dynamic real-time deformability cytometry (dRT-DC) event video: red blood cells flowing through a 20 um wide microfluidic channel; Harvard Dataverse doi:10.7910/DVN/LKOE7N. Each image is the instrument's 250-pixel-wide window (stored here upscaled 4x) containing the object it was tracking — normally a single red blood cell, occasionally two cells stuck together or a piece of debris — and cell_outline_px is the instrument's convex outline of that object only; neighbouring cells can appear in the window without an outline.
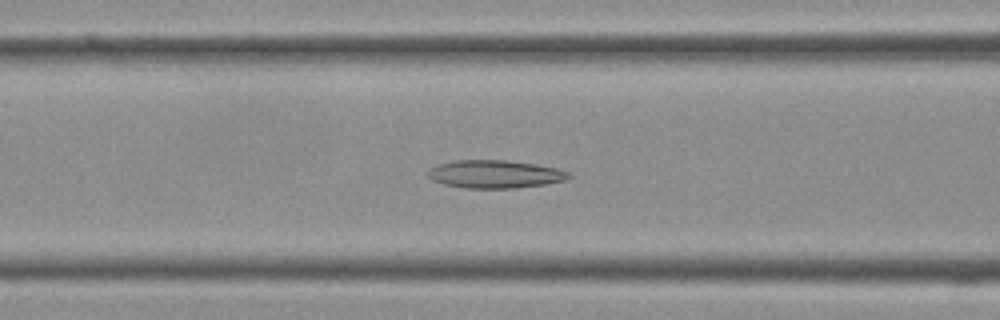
{"species": "Egyptian fruit bat (a non-hibernating species)", "species_latin": "Rousettus aegyptiacus", "temperature_condition": "cold", "stored_images_in_passage": 39, "camera_frame_rate_fps": 3000, "um_per_image_px": 0.085, "frame": {"image": 1, "passage_image": 15, "time_ms": 4.667, "image_size_px": [1000, 320], "cell_outline_px": [[572, 176], [564, 180], [544, 184], [516, 188], [468, 188], [444, 184], [432, 180], [428, 176], [428, 168], [436, 164], [456, 160], [504, 160], [536, 164], [556, 168], [568, 172]], "centroid_in_image_um": [42.03, 14.79], "position_along_channel_um": 124.6, "area_um2": 22.89}}
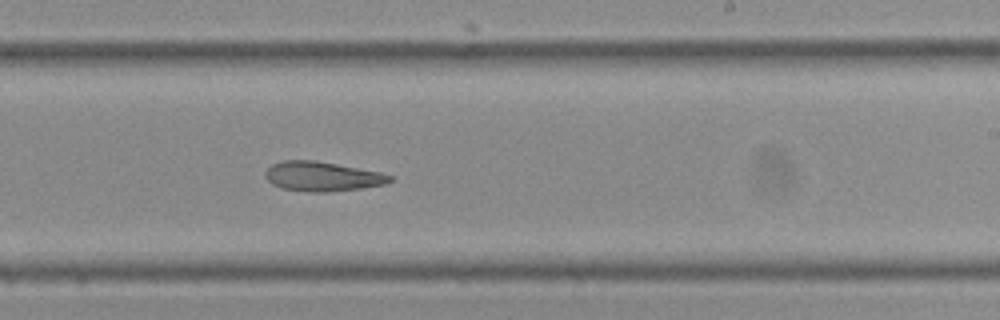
{"frame": {"image": 2, "passage_image": 23, "time_ms": 7.333, "image_size_px": [1000, 320], "cell_outline_px": [[392, 180], [388, 184], [360, 188], [328, 192], [308, 192], [280, 188], [272, 184], [264, 176], [264, 172], [272, 164], [280, 160], [316, 160], [380, 172], [392, 176]], "centroid_in_image_um": [27.36, 14.99], "position_along_channel_um": 261.6, "area_um2": 21.62}}
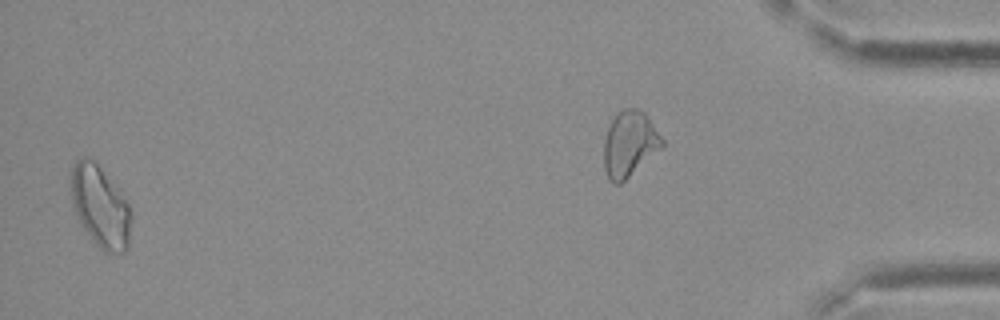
{"frame": {"image": 3, "passage_image": 38, "time_ms": 12.333, "image_size_px": [1000, 320], "cell_outline_px": [[132, 216], [128, 248], [124, 252], [104, 252], [96, 244], [80, 224], [72, 204], [72, 168], [76, 160], [84, 156], [92, 160], [100, 168], [120, 192], [128, 204], [132, 212]], "centroid_in_image_um": [8.54, 17.6], "position_along_channel_um": 426.7, "area_um2": 28.15}}